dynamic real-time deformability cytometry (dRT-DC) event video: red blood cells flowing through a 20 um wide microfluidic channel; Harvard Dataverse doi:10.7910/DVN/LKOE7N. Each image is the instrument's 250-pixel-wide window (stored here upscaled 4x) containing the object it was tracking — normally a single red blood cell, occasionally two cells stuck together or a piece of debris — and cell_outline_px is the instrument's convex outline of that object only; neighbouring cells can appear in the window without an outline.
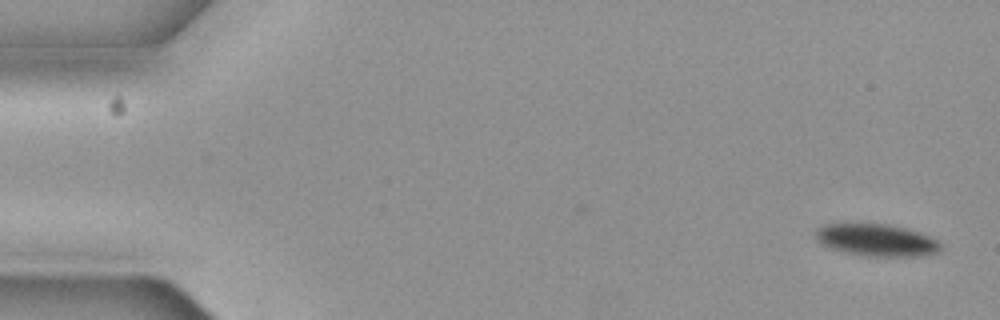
{"species": "common noctule bat (a hibernating species)", "species_latin": "Nyctalus noctula", "temperature_condition": "cold", "stored_images_in_passage": 4, "camera_frame_rate_fps": 3000, "um_per_image_px": 0.085, "animal": {"sex": "female", "body_mass_g": 19.3, "forearm_length_mm": 54.1}, "frame": {"image": 1, "passage_image": 1, "time_ms": 0.0, "image_size_px": [1000, 320], "cell_outline_px": [[940, 248], [936, 252], [912, 256], [864, 256], [844, 252], [820, 244], [816, 236], [816, 228], [824, 224], [888, 224], [920, 232], [936, 240], [940, 244]], "centroid_in_image_um": [74.45, 20.4], "position_along_channel_um": 10.6, "area_um2": 23.06}}
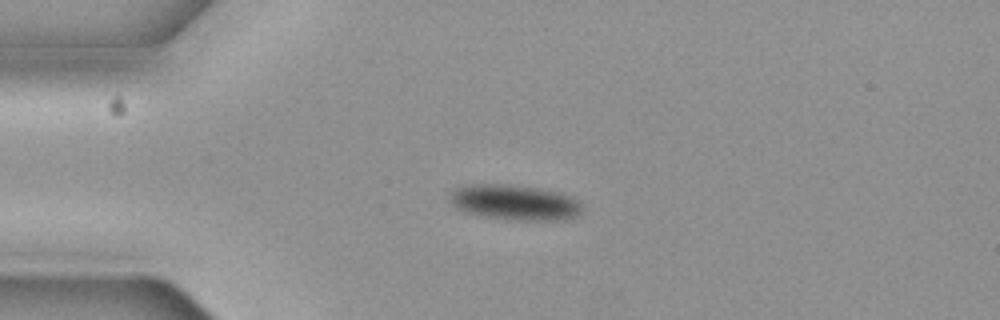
{"frame": {"image": 2, "passage_image": 3, "time_ms": 0.667, "image_size_px": [1000, 320], "cell_outline_px": [[580, 212], [576, 216], [556, 220], [504, 220], [464, 212], [456, 208], [448, 200], [448, 192], [452, 188], [460, 184], [508, 184], [560, 192], [572, 196], [580, 204]], "centroid_in_image_um": [43.62, 17.19], "position_along_channel_um": 41.4, "area_um2": 27.63}}